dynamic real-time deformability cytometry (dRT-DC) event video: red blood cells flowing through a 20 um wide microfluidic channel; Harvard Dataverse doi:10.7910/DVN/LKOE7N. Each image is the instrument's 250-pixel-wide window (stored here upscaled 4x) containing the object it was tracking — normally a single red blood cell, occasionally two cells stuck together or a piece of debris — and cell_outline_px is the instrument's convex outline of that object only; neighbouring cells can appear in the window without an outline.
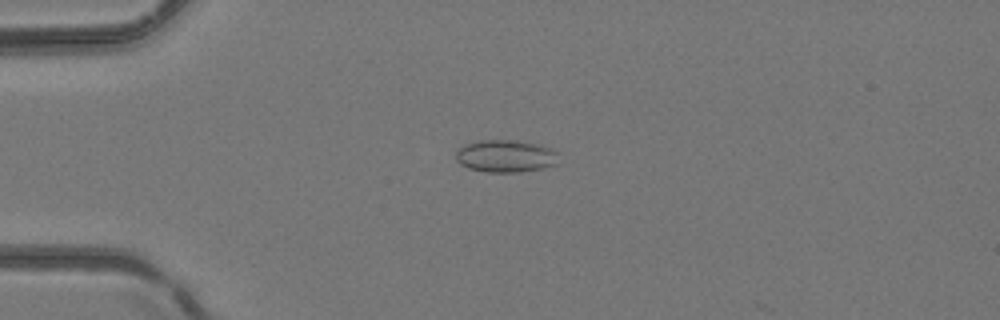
{"species": "common noctule bat (a hibernating species)", "species_latin": "Nyctalus noctula", "temperature_condition": "room temperature", "stored_images_in_passage": 4, "camera_frame_rate_fps": 3000, "um_per_image_px": 0.085, "animal": {"sex": "female", "body_mass_g": 24.6, "forearm_length_mm": 56.2}, "frame": {"image": 1, "passage_image": 3, "time_ms": 0.667, "image_size_px": [1000, 320], "cell_outline_px": [[556, 164], [544, 168], [520, 172], [488, 172], [468, 168], [460, 164], [456, 160], [456, 152], [464, 144], [480, 140], [516, 140], [540, 144], [552, 148], [556, 152]], "centroid_in_image_um": [42.97, 13.26], "position_along_channel_um": 42.0, "area_um2": 19.48}}